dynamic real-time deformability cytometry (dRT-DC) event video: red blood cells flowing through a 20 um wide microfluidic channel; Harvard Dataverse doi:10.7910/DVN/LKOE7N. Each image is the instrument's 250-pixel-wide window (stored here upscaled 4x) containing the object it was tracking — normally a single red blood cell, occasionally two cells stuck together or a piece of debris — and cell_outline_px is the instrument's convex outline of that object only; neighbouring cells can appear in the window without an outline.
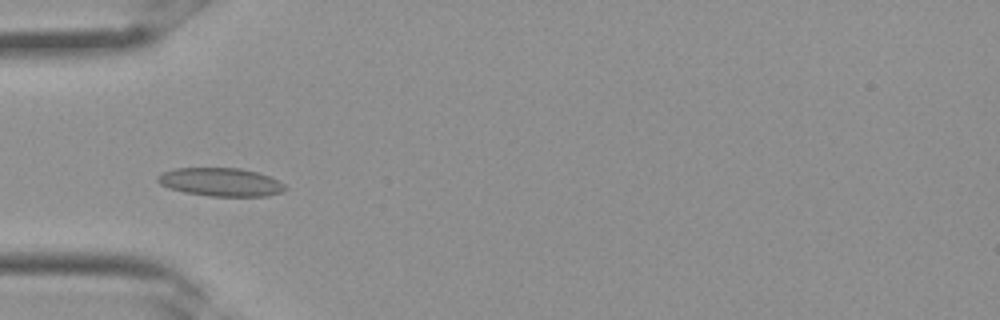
{"species": "Egyptian fruit bat (a non-hibernating species)", "species_latin": "Rousettus aegyptiacus", "temperature_condition": "room temperature", "stored_images_in_passage": 32, "camera_frame_rate_fps": 3000, "um_per_image_px": 0.085, "frame": {"image": 1, "passage_image": 10, "time_ms": 3.0, "image_size_px": [1000, 320], "cell_outline_px": [[288, 188], [280, 192], [268, 196], [208, 196], [184, 192], [168, 188], [160, 184], [156, 180], [156, 176], [160, 172], [172, 168], [240, 168], [256, 172], [268, 176], [284, 184]], "centroid_in_image_um": [18.69, 15.47], "position_along_channel_um": 66.3, "area_um2": 21.15}}
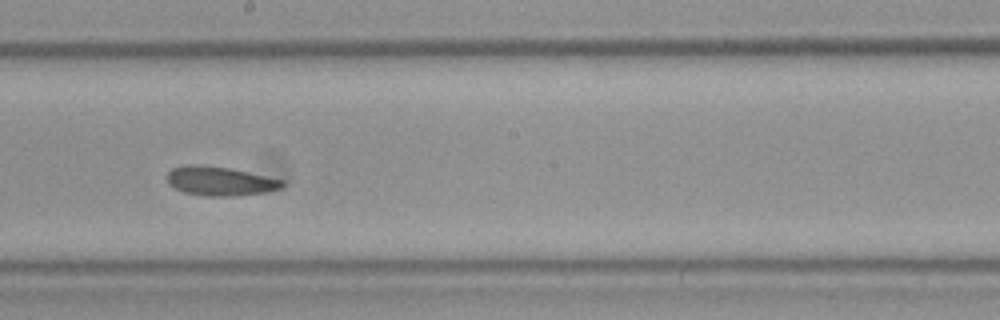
{"frame": {"image": 2, "passage_image": 18, "time_ms": 5.667, "image_size_px": [1000, 320], "cell_outline_px": [[284, 184], [280, 188], [264, 192], [232, 196], [208, 196], [184, 192], [168, 184], [168, 172], [172, 168], [184, 164], [196, 164], [228, 168], [248, 172], [284, 180]], "centroid_in_image_um": [18.67, 15.38], "position_along_channel_um": 229.5, "area_um2": 19.31}}
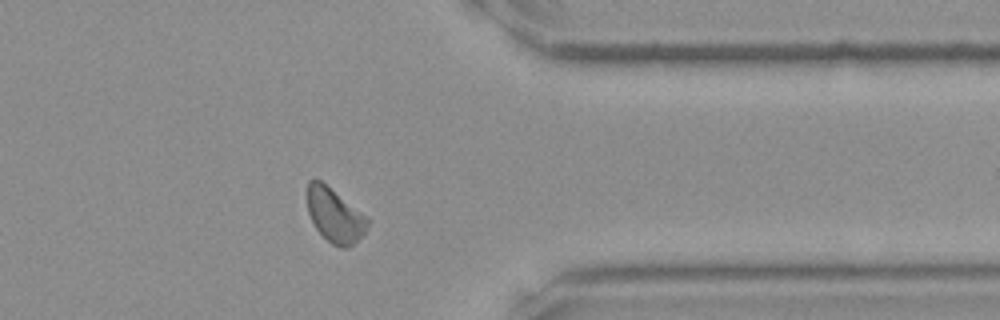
{"frame": {"image": 3, "passage_image": 26, "time_ms": 8.333, "image_size_px": [1000, 320], "cell_outline_px": [[368, 224], [364, 236], [352, 244], [344, 248], [340, 248], [332, 244], [316, 228], [308, 212], [308, 180], [320, 180], [364, 216], [368, 220]], "centroid_in_image_um": [28.44, 18.34], "position_along_channel_um": 383.0, "area_um2": 18.21}}